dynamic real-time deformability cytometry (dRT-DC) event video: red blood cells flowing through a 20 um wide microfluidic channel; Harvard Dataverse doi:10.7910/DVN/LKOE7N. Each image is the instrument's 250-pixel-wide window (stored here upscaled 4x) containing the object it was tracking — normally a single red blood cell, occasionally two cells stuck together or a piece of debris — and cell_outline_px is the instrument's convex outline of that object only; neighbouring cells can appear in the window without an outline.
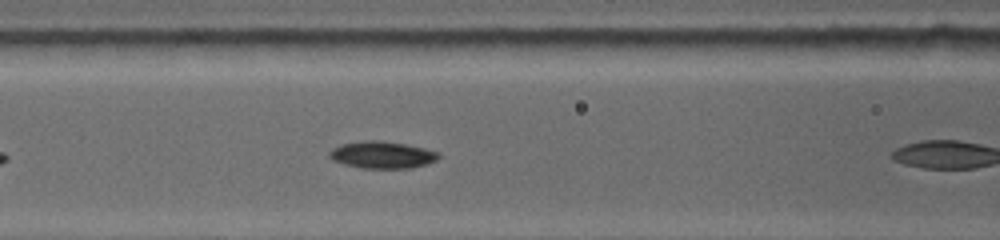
{"species": "common noctule bat (a hibernating species)", "species_latin": "Nyctalus noctula", "temperature_condition": "warm", "stored_images_in_passage": 5, "camera_frame_rate_fps": 5000, "um_per_image_px": 0.085, "animal": {"sex": "female", "body_mass_g": 19.0, "forearm_length_mm": 53.3}, "frame": {"image": 1, "passage_image": 4, "time_ms": 2.4, "image_size_px": [1000, 240], "cell_outline_px": [[440, 156], [436, 160], [424, 164], [408, 168], [360, 168], [344, 164], [332, 160], [328, 156], [328, 152], [344, 144], [372, 140], [404, 144], [436, 152]], "centroid_in_image_um": [32.44, 13.18], "position_along_channel_um": 134.2, "area_um2": 16.53}}